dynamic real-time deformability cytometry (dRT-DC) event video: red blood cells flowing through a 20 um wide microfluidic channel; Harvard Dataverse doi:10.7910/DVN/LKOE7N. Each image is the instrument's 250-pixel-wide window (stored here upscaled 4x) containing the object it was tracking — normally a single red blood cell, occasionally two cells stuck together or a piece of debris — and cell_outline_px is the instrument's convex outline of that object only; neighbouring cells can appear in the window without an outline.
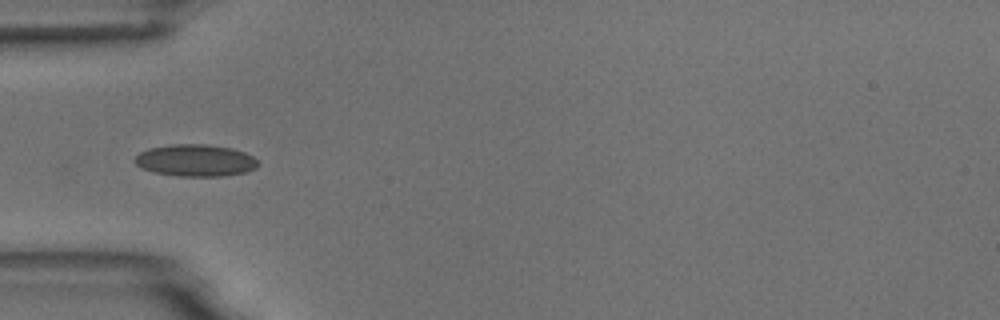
{"species": "common noctule bat (a hibernating species)", "species_latin": "Nyctalus noctula", "temperature_condition": "room temperature", "stored_images_in_passage": 8, "camera_frame_rate_fps": 3000, "um_per_image_px": 0.085, "animal": {"sex": "male", "body_mass_g": 18.8}, "frame": {"image": 1, "passage_image": 7, "time_ms": 7.0, "image_size_px": [1000, 320], "cell_outline_px": [[260, 164], [256, 168], [244, 172], [224, 176], [176, 176], [156, 172], [144, 168], [136, 164], [132, 160], [140, 152], [148, 148], [172, 144], [208, 144], [232, 148], [244, 152], [252, 156]], "centroid_in_image_um": [16.62, 13.62], "position_along_channel_um": 68.4, "area_um2": 22.95}}